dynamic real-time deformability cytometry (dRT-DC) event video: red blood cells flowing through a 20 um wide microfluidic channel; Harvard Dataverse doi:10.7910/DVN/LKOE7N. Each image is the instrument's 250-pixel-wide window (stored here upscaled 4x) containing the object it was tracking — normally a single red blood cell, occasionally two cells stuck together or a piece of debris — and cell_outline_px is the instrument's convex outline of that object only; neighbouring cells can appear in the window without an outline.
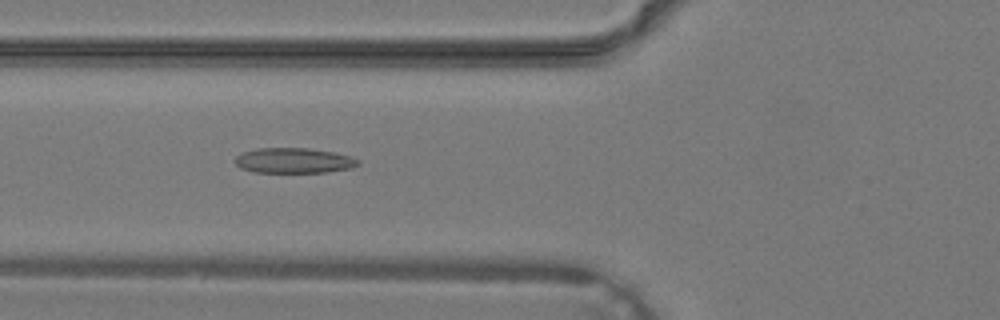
{"species": "common noctule bat (a hibernating species)", "species_latin": "Nyctalus noctula", "temperature_condition": "warm", "stored_images_in_passage": 39, "camera_frame_rate_fps": 3000, "um_per_image_px": 0.085, "animal": {"sex": "male", "body_mass_g": 19.2, "forearm_length_mm": 51.8}, "frame": {"image": 1, "passage_image": 15, "time_ms": 4.667, "image_size_px": [1000, 320], "cell_outline_px": [[360, 164], [352, 168], [328, 172], [256, 172], [240, 168], [236, 164], [236, 156], [240, 152], [260, 148], [308, 148], [332, 152], [352, 156], [360, 160]], "centroid_in_image_um": [25.0, 13.64], "position_along_channel_um": 100.8, "area_um2": 18.15}}
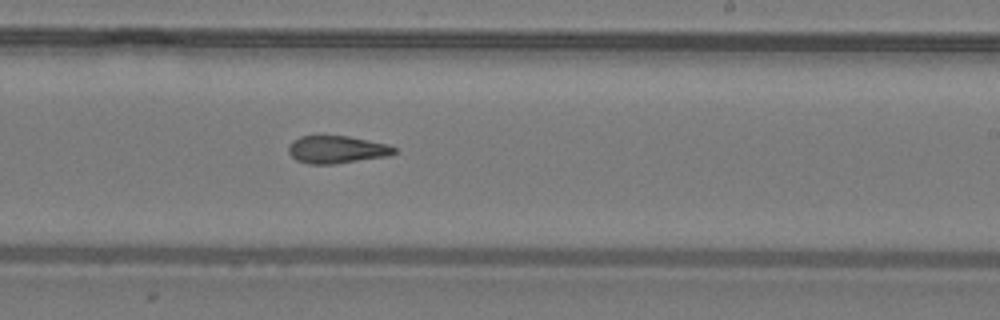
{"frame": {"image": 2, "passage_image": 24, "time_ms": 7.667, "image_size_px": [1000, 320], "cell_outline_px": [[396, 152], [388, 156], [332, 164], [308, 164], [296, 160], [288, 152], [288, 144], [292, 140], [300, 136], [348, 136], [388, 144], [396, 148]], "centroid_in_image_um": [28.6, 12.71], "position_along_channel_um": 260.4, "area_um2": 16.99}}
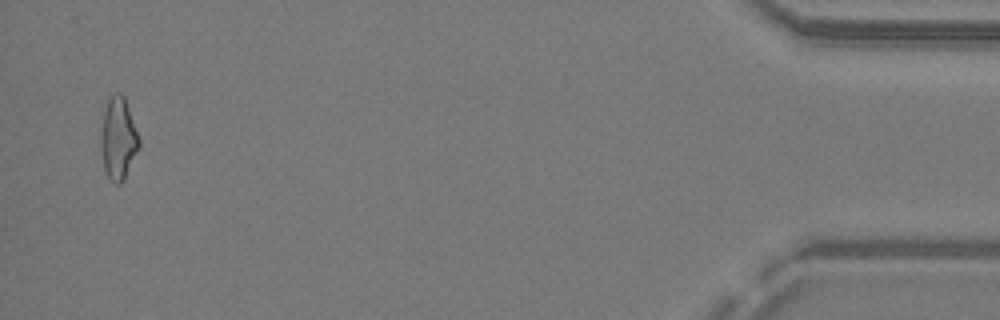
{"frame": {"image": 3, "passage_image": 38, "time_ms": 12.333, "image_size_px": [1000, 320], "cell_outline_px": [[140, 148], [124, 180], [120, 184], [116, 184], [108, 176], [104, 168], [100, 152], [100, 128], [104, 112], [108, 100], [116, 92], [120, 92], [124, 96], [140, 140]], "centroid_in_image_um": [10.05, 11.8], "position_along_channel_um": 425.2, "area_um2": 18.44}}